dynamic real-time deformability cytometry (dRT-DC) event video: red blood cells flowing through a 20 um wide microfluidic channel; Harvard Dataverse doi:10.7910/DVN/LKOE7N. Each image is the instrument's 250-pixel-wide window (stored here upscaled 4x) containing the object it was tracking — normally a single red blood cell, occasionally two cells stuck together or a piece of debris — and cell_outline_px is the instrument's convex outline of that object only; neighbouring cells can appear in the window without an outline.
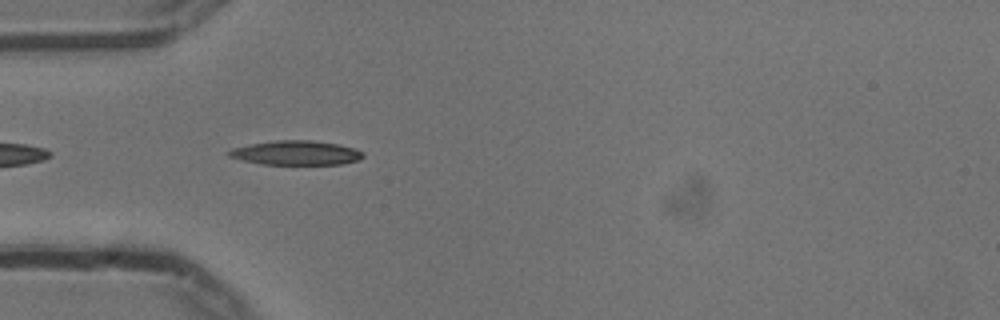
{"species": "common noctule bat (a hibernating species)", "species_latin": "Nyctalus noctula", "temperature_condition": "cold", "stored_images_in_passage": 41, "camera_frame_rate_fps": 3000, "um_per_image_px": 0.085, "animal": {"sex": "male", "body_mass_g": 13.3}, "frame": {"image": 1, "passage_image": 3, "time_ms": 0.667, "image_size_px": [1000, 320], "cell_outline_px": [[364, 156], [360, 160], [340, 164], [260, 164], [228, 156], [228, 152], [232, 148], [252, 144], [276, 140], [312, 140], [336, 144], [356, 148], [364, 152]], "centroid_in_image_um": [25.21, 12.99], "position_along_channel_um": 59.8, "area_um2": 18.9}}
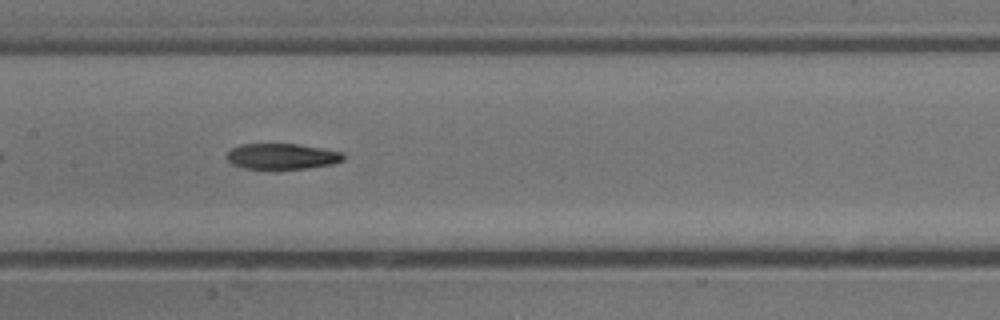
{"frame": {"image": 2, "passage_image": 13, "time_ms": 4.0, "image_size_px": [1000, 320], "cell_outline_px": [[344, 160], [332, 164], [308, 168], [276, 172], [272, 172], [244, 168], [232, 164], [228, 160], [228, 152], [232, 148], [240, 144], [296, 144], [324, 148], [344, 152]], "centroid_in_image_um": [23.98, 13.34], "position_along_channel_um": 183.4, "area_um2": 18.32}}
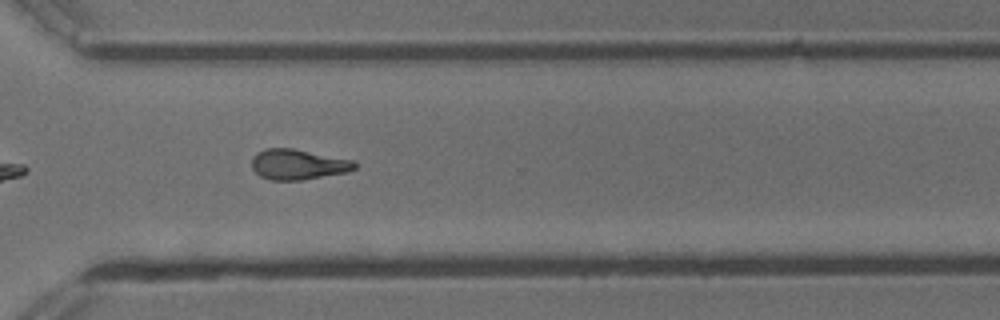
{"frame": {"image": 3, "passage_image": 26, "time_ms": 8.333, "image_size_px": [1000, 320], "cell_outline_px": [[356, 168], [348, 172], [300, 180], [272, 180], [260, 176], [252, 168], [252, 156], [256, 152], [264, 148], [292, 148], [356, 160]], "centroid_in_image_um": [25.34, 13.96], "position_along_channel_um": 345.3, "area_um2": 18.38}, "authors_computed_cell_mechanics": {"area_um2": 18.2648, "velocity_mm_per_s": 3.7492, "shape_relaxation_time_tau1_ms": null, "shape_relaxation_time_tau2_ms": 9.2729, "deformation_change_tau1": null, "deformation_change_tau2": 0.2114}}